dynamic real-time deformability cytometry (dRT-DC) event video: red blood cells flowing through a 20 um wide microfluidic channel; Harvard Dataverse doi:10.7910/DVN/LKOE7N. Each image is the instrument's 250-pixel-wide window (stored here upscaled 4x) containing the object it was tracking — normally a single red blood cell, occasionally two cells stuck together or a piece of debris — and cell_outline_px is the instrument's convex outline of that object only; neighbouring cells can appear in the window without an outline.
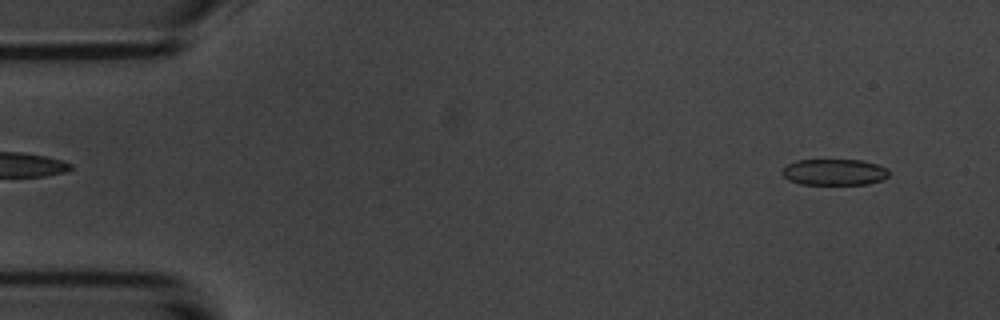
{"species": "common noctule bat (a hibernating species)", "species_latin": "Nyctalus noctula", "temperature_condition": "room temperature", "stored_images_in_passage": 4, "camera_frame_rate_fps": 3000, "um_per_image_px": 0.085, "animal": {"sex": "male", "body_mass_g": 20.1, "forearm_length_mm": 53.5}, "frame": {"image": 1, "passage_image": 1, "time_ms": 0.0, "image_size_px": [1000, 320], "cell_outline_px": [[888, 176], [880, 180], [868, 184], [800, 184], [788, 180], [780, 172], [788, 164], [796, 160], [864, 160], [888, 168]], "centroid_in_image_um": [70.9, 14.62], "position_along_channel_um": 14.1, "area_um2": 16.3}}
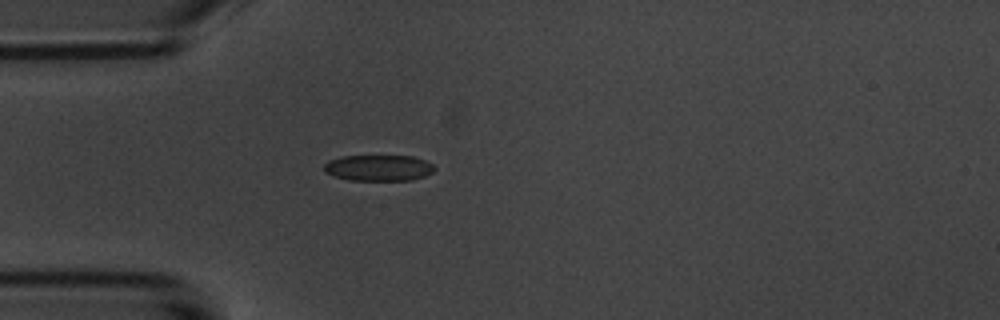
{"frame": {"image": 2, "passage_image": 4, "time_ms": 3.667, "image_size_px": [1000, 320], "cell_outline_px": [[436, 168], [432, 172], [424, 176], [412, 180], [348, 180], [324, 172], [324, 164], [328, 160], [340, 156], [412, 156], [424, 160], [432, 164]], "centroid_in_image_um": [32.16, 14.26], "position_along_channel_um": 52.8, "area_um2": 16.76}}